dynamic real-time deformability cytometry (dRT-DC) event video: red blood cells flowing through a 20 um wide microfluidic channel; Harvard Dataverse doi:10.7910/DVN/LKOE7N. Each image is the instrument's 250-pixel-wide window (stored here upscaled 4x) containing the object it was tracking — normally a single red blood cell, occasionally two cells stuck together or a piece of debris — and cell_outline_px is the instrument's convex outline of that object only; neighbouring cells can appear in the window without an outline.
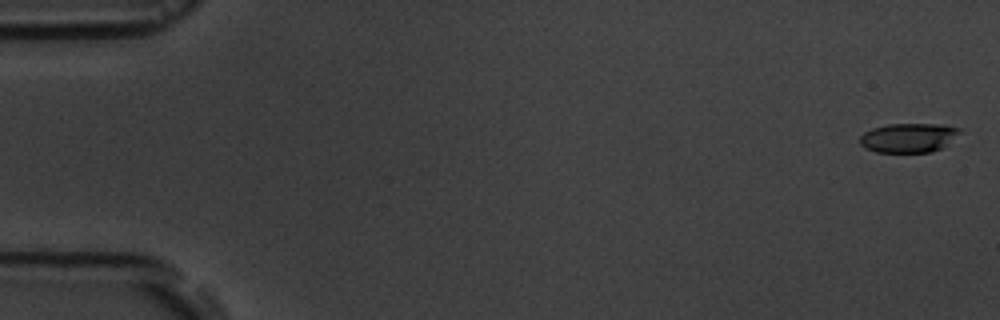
{"species": "common noctule bat (a hibernating species)", "species_latin": "Nyctalus noctula", "temperature_condition": "room temperature", "stored_images_in_passage": 5, "camera_frame_rate_fps": 3000, "um_per_image_px": 0.085, "animal": {"sex": "male", "body_mass_g": 19.5, "forearm_length_mm": 54.6}, "frame": {"image": 1, "passage_image": 1, "time_ms": 0.0, "image_size_px": [1000, 320], "cell_outline_px": [[960, 132], [944, 148], [932, 152], [876, 152], [864, 148], [860, 144], [860, 136], [864, 132], [872, 128], [888, 124], [944, 124], [960, 128]], "centroid_in_image_um": [77.23, 11.71], "position_along_channel_um": 7.8, "area_um2": 17.22}}
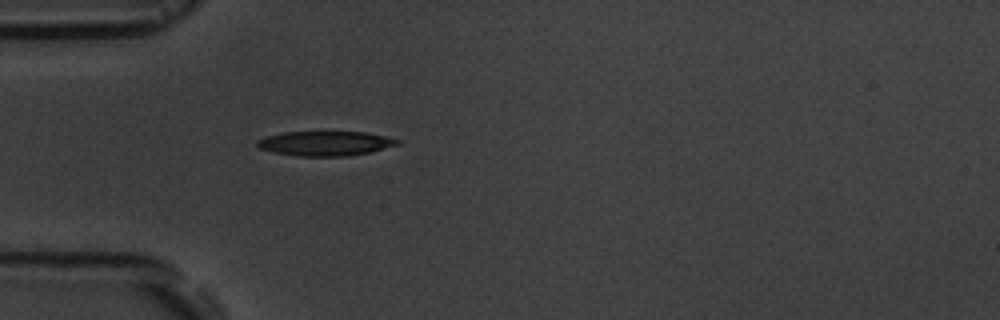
{"frame": {"image": 2, "passage_image": 5, "time_ms": 5.333, "image_size_px": [1000, 320], "cell_outline_px": [[400, 144], [372, 152], [348, 156], [296, 156], [272, 152], [260, 148], [256, 144], [256, 140], [268, 136], [284, 132], [368, 132], [400, 140]], "centroid_in_image_um": [27.67, 12.19], "position_along_channel_um": 57.3, "area_um2": 20.17}}